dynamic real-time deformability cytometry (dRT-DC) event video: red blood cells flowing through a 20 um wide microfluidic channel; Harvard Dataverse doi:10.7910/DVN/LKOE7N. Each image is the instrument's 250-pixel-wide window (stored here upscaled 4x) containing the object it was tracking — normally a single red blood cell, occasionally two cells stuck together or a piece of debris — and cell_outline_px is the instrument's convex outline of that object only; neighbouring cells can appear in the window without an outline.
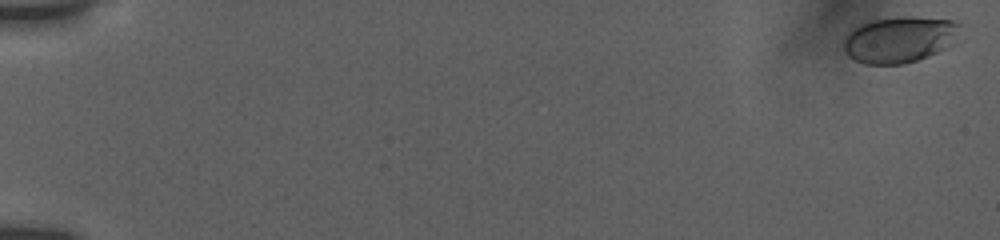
{"species": "human", "species_latin": "Homo sapiens", "temperature_condition": "room temperature", "stored_images_in_passage": 41, "camera_frame_rate_fps": 3000, "um_per_image_px": 0.085, "donor": {"sex": "female"}, "frame": {"image": 1, "passage_image": 1, "time_ms": 0.0, "image_size_px": [1000, 240], "cell_outline_px": [[964, 24], [936, 52], [916, 60], [904, 64], [864, 64], [848, 56], [844, 48], [844, 40], [848, 32], [852, 28], [868, 20], [904, 16], [912, 16], [956, 20]], "centroid_in_image_um": [76.36, 3.32], "position_along_channel_um": 8.6, "area_um2": 30.81}}
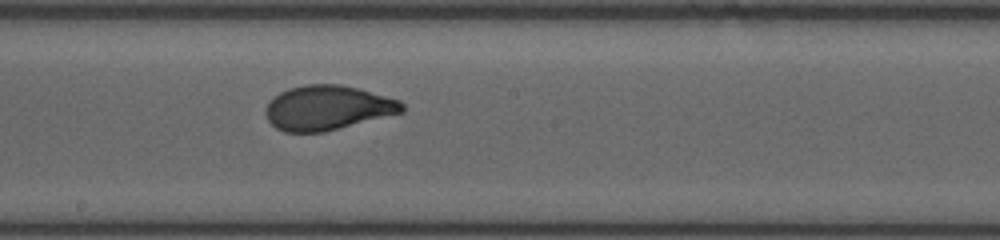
{"frame": {"image": 2, "passage_image": 23, "time_ms": 10.667, "image_size_px": [1000, 240], "cell_outline_px": [[404, 112], [324, 132], [284, 132], [276, 128], [268, 120], [264, 112], [264, 108], [280, 92], [288, 88], [304, 84], [340, 84], [360, 88], [400, 100], [404, 104]], "centroid_in_image_um": [27.85, 9.15], "position_along_channel_um": 220.3, "area_um2": 35.6}}
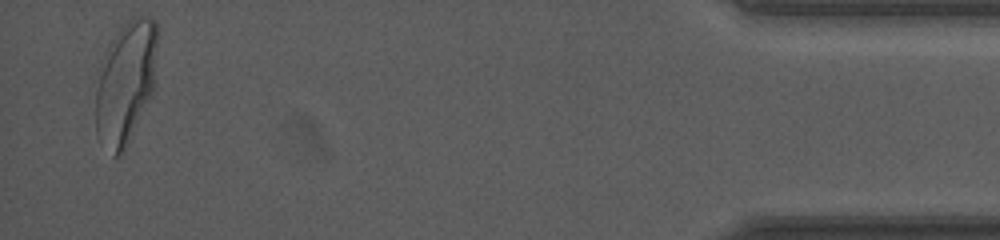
{"frame": {"image": 3, "passage_image": 41, "time_ms": 18.0, "image_size_px": [1000, 240], "cell_outline_px": [[156, 44], [152, 92], [124, 152], [120, 156], [112, 156], [96, 132], [92, 80], [104, 52], [116, 32], [128, 20], [136, 16], [148, 16], [156, 20]], "centroid_in_image_um": [10.58, 7.01], "position_along_channel_um": 424.6, "area_um2": 44.74}, "authors_computed_cell_mechanics": {"area_um2": 35.2002, "velocity_mm_per_s": 3.7618, "shape_relaxation_time_tau1_ms": 3.7642, "shape_relaxation_time_tau2_ms": null, "deformation_change_tau1": 0.1506, "deformation_change_tau2": null}}